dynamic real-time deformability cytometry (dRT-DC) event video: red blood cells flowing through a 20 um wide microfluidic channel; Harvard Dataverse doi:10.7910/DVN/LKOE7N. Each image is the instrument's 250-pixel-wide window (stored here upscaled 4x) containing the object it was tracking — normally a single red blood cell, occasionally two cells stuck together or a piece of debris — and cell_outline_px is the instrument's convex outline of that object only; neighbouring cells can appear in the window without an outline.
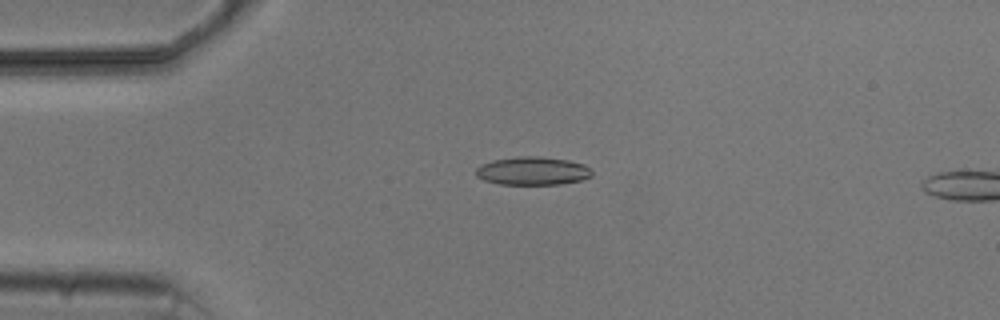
{"species": "common noctule bat (a hibernating species)", "species_latin": "Nyctalus noctula", "temperature_condition": "cold", "stored_images_in_passage": 3, "camera_frame_rate_fps": 3000, "um_per_image_px": 0.085, "animal": {"sex": "male", "body_mass_g": 20.5, "forearm_length_mm": 52.5}, "frame": {"image": 1, "passage_image": 2, "time_ms": 1.333, "image_size_px": [1000, 320], "cell_outline_px": [[592, 176], [580, 180], [560, 184], [500, 184], [484, 180], [476, 176], [476, 168], [480, 164], [492, 160], [516, 156], [540, 156], [568, 160], [584, 164], [592, 172]], "centroid_in_image_um": [45.24, 14.52], "position_along_channel_um": 39.8, "area_um2": 19.13}}